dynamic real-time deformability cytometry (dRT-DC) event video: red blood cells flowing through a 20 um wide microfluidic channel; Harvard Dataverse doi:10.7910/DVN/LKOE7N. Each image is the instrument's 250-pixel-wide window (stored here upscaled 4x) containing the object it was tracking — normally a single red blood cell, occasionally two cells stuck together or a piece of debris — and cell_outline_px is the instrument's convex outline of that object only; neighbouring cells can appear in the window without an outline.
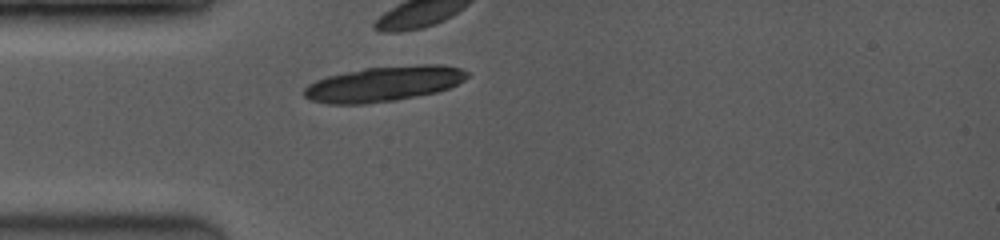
{"species": "common noctule bat (a hibernating species)", "species_latin": "Nyctalus noctula", "temperature_condition": "room temperature", "stored_images_in_passage": 1, "camera_frame_rate_fps": 3500, "um_per_image_px": 0.085, "animal": {"sex": "female", "body_mass_g": 19.0, "forearm_length_mm": 53.3}, "frame": {"image": 1, "passage_image": 1, "time_ms": 0.0, "image_size_px": [1000, 240], "cell_outline_px": [[468, 76], [464, 80], [448, 88], [436, 92], [396, 100], [364, 104], [328, 104], [308, 100], [304, 96], [304, 88], [308, 84], [316, 80], [328, 76], [364, 68], [424, 64], [440, 64], [460, 68], [468, 72]], "centroid_in_image_um": [32.6, 7.13], "position_along_channel_um": 52.4, "area_um2": 33.41}}